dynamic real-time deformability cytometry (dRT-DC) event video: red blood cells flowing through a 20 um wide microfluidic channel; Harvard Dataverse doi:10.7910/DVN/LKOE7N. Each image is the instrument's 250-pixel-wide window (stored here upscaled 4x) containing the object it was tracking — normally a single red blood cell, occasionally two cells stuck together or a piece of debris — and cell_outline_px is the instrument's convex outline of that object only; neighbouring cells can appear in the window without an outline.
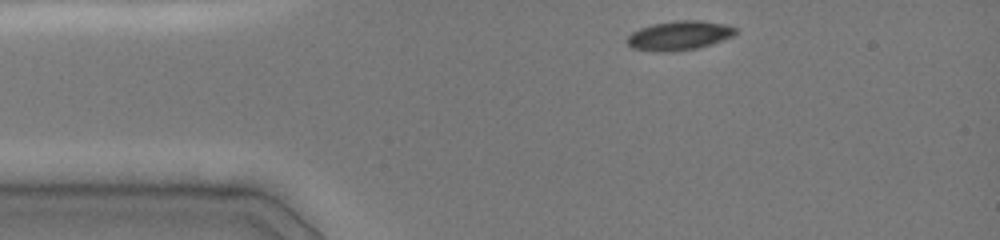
{"species": "common noctule bat (a hibernating species)", "species_latin": "Nyctalus noctula", "temperature_condition": "cold", "stored_images_in_passage": 35, "camera_frame_rate_fps": 3000, "um_per_image_px": 0.085, "animal": {"sex": "female", "body_mass_g": 19.0, "forearm_length_mm": 51.5}, "frame": {"image": 1, "passage_image": 1, "time_ms": 0.0, "image_size_px": [1000, 240], "cell_outline_px": [[736, 32], [732, 36], [696, 48], [668, 52], [656, 52], [632, 48], [624, 40], [632, 32], [640, 28], [652, 24], [676, 20], [700, 20], [724, 24], [736, 28]], "centroid_in_image_um": [57.66, 3.01], "position_along_channel_um": 27.3, "area_um2": 18.32}}
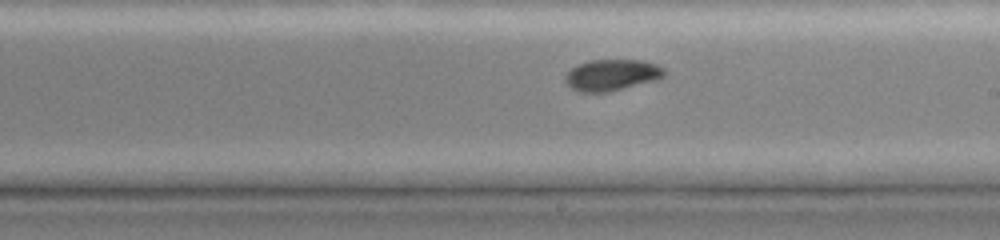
{"frame": {"image": 2, "passage_image": 20, "time_ms": 6.333, "image_size_px": [1000, 240], "cell_outline_px": [[668, 72], [664, 76], [656, 80], [608, 92], [580, 92], [572, 88], [564, 80], [564, 76], [572, 68], [580, 64], [592, 60], [640, 60], [656, 64], [664, 68]], "centroid_in_image_um": [52.03, 6.37], "position_along_channel_um": 237.0, "area_um2": 17.98}}
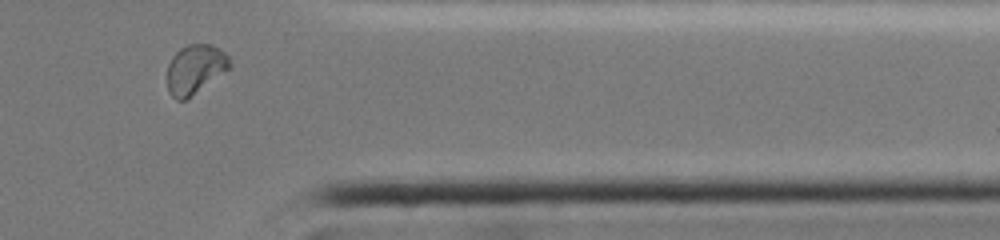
{"frame": {"image": 3, "passage_image": 32, "time_ms": 10.333, "image_size_px": [1000, 240], "cell_outline_px": [[232, 64], [228, 68], [184, 100], [176, 100], [168, 92], [168, 64], [172, 56], [180, 48], [188, 44], [212, 44], [220, 48], [228, 56]], "centroid_in_image_um": [16.56, 5.84], "position_along_channel_um": 394.8, "area_um2": 17.51}, "authors_computed_cell_mechanics": {"area_um2": 17.9758, "velocity_mm_per_s": 4.0061, "shape_relaxation_time_tau1_ms": 5.8905, "shape_relaxation_time_tau2_ms": 2.0088, "deformation_change_tau1": 0.1751, "deformation_change_tau2": 0.0487}}